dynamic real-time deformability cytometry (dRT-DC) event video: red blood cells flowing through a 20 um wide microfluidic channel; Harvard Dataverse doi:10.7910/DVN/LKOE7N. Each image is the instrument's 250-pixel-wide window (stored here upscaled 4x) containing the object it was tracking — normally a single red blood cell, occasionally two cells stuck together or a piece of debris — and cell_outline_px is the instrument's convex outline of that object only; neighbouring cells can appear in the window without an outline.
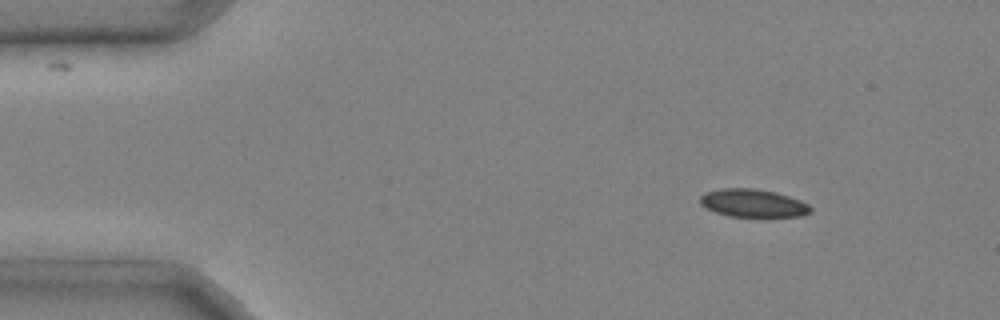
{"species": "common noctule bat (a hibernating species)", "species_latin": "Nyctalus noctula", "temperature_condition": "cold", "stored_images_in_passage": 43, "camera_frame_rate_fps": 3000, "um_per_image_px": 0.085, "animal": {"sex": "male", "body_mass_g": 20.4}, "frame": {"image": 1, "passage_image": 1, "time_ms": 0.0, "image_size_px": [1000, 320], "cell_outline_px": [[812, 212], [800, 216], [728, 216], [716, 212], [700, 204], [700, 196], [704, 192], [720, 188], [752, 188], [776, 192], [800, 200], [808, 204], [812, 208]], "centroid_in_image_um": [64.0, 17.25], "position_along_channel_um": 21.0, "area_um2": 17.92}}
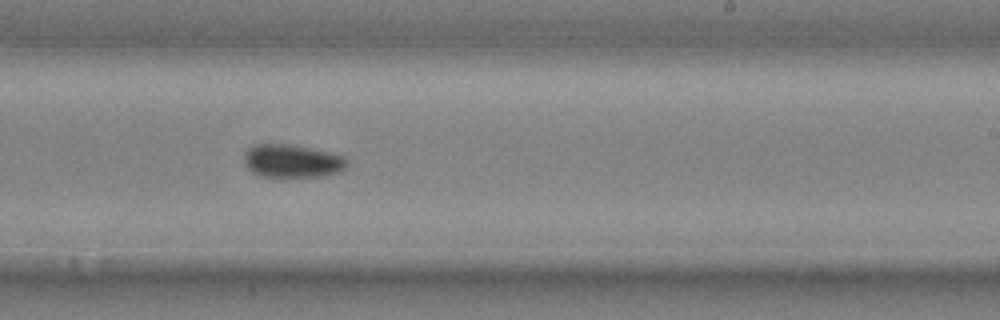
{"frame": {"image": 2, "passage_image": 25, "time_ms": 8.0, "image_size_px": [1000, 320], "cell_outline_px": [[348, 164], [340, 172], [324, 176], [260, 176], [252, 172], [244, 164], [244, 152], [252, 144], [292, 144], [328, 152], [344, 156], [348, 160]], "centroid_in_image_um": [24.82, 13.67], "position_along_channel_um": 264.2, "area_um2": 19.94}}
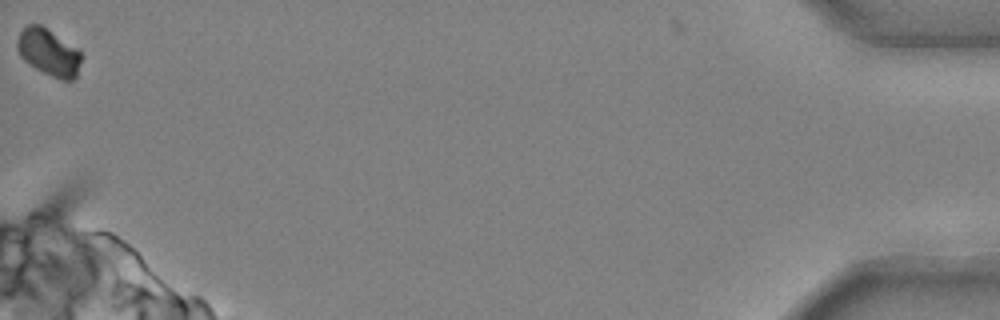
{"frame": {"image": 3, "passage_image": 43, "time_ms": 14.0, "image_size_px": [1000, 320], "cell_outline_px": [[80, 60], [76, 76], [72, 80], [60, 80], [36, 68], [24, 60], [20, 56], [16, 48], [16, 40], [20, 32], [28, 24], [40, 24], [76, 48], [80, 52]], "centroid_in_image_um": [4.09, 4.44], "position_along_channel_um": 431.1, "area_um2": 17.17}, "authors_computed_cell_mechanics": {"area_um2": 19.0162, "velocity_mm_per_s": 3.9829, "shape_relaxation_time_tau1_ms": 7.2202, "shape_relaxation_time_tau2_ms": null, "deformation_change_tau1": 0.1151, "deformation_change_tau2": null}}